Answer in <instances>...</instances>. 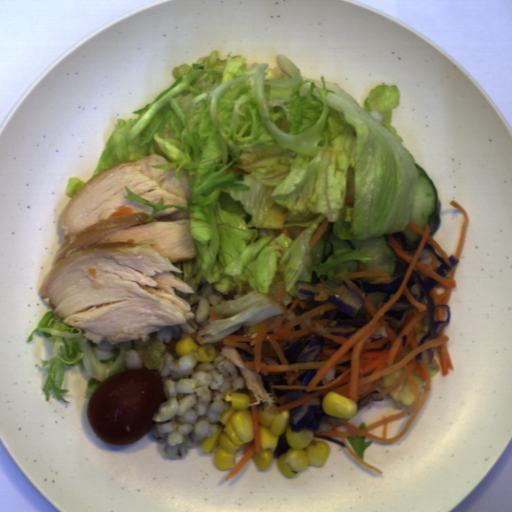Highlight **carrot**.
I'll use <instances>...</instances> for the list:
<instances>
[{"label":"carrot","instance_id":"carrot-7","mask_svg":"<svg viewBox=\"0 0 512 512\" xmlns=\"http://www.w3.org/2000/svg\"><path fill=\"white\" fill-rule=\"evenodd\" d=\"M248 396H249L250 404L254 403V402H257V400H256V398H255V396H254V394L252 392V390L248 389Z\"/></svg>","mask_w":512,"mask_h":512},{"label":"carrot","instance_id":"carrot-3","mask_svg":"<svg viewBox=\"0 0 512 512\" xmlns=\"http://www.w3.org/2000/svg\"><path fill=\"white\" fill-rule=\"evenodd\" d=\"M449 205H451L455 209L459 210L463 214V221H462V224H461L460 233H459V237H458L455 253L453 255V256H455L459 260L460 257H461L463 248H464V244H465V240H466V236H467V232H468V228H469V224H470V215L454 199L450 200Z\"/></svg>","mask_w":512,"mask_h":512},{"label":"carrot","instance_id":"carrot-5","mask_svg":"<svg viewBox=\"0 0 512 512\" xmlns=\"http://www.w3.org/2000/svg\"><path fill=\"white\" fill-rule=\"evenodd\" d=\"M329 229L328 220L325 216L322 224L319 226V228L314 232L312 235L309 244L311 250L314 248V246L317 244V242L320 240V238L323 236V234Z\"/></svg>","mask_w":512,"mask_h":512},{"label":"carrot","instance_id":"carrot-8","mask_svg":"<svg viewBox=\"0 0 512 512\" xmlns=\"http://www.w3.org/2000/svg\"><path fill=\"white\" fill-rule=\"evenodd\" d=\"M281 230H282V232H283V233H285L287 236H289V237L291 238L290 233H289V231H288L287 227H284V228H283V229H281Z\"/></svg>","mask_w":512,"mask_h":512},{"label":"carrot","instance_id":"carrot-4","mask_svg":"<svg viewBox=\"0 0 512 512\" xmlns=\"http://www.w3.org/2000/svg\"><path fill=\"white\" fill-rule=\"evenodd\" d=\"M315 287L319 290L318 294L313 296V301H315L316 303L329 302V301H327L329 296H337L330 290L324 289V285L322 282L316 283Z\"/></svg>","mask_w":512,"mask_h":512},{"label":"carrot","instance_id":"carrot-6","mask_svg":"<svg viewBox=\"0 0 512 512\" xmlns=\"http://www.w3.org/2000/svg\"><path fill=\"white\" fill-rule=\"evenodd\" d=\"M287 290H286V286H285V283L283 284V286L280 288V290L278 291L274 301H276L277 303H281L283 297L285 296Z\"/></svg>","mask_w":512,"mask_h":512},{"label":"carrot","instance_id":"carrot-2","mask_svg":"<svg viewBox=\"0 0 512 512\" xmlns=\"http://www.w3.org/2000/svg\"><path fill=\"white\" fill-rule=\"evenodd\" d=\"M251 416H252V425H253V442L245 443L244 449L242 451V457L235 464L234 468L230 470V472L225 477V481L232 478L235 474H237L242 467L248 462V460L253 457L255 453H261V432H260V420L258 416L259 407L249 406ZM260 410V409H259Z\"/></svg>","mask_w":512,"mask_h":512},{"label":"carrot","instance_id":"carrot-1","mask_svg":"<svg viewBox=\"0 0 512 512\" xmlns=\"http://www.w3.org/2000/svg\"><path fill=\"white\" fill-rule=\"evenodd\" d=\"M405 228L421 236L417 247L413 250H404L398 238L394 239L393 235L388 234L386 236L389 247L409 266L402 276V283L396 293H365L363 282L378 284L390 282L392 278L386 270H366L365 262L359 263L358 272L336 278L338 282H343V285L332 288L333 291L344 296L349 289H352L365 301L360 305L355 316L369 321L349 337L329 332L330 318H319L325 310L338 308L330 301L291 320L286 319L297 306L303 310L310 309L308 302L301 300L298 296L294 298L289 308L284 305L283 315L272 324L269 325L272 317L261 321L256 337L230 334L215 342L219 351L223 345L245 349L253 356V360H245L246 368L259 372L264 377L269 374H285L283 378L286 384H273L272 380H268L269 394L280 406L275 408L276 411L291 410L323 395L321 399L323 411L331 417H323L321 421L330 425L331 429L319 428L314 435L328 438L340 437L349 454L366 468L380 475L385 474L384 471L367 464L354 452L344 437L352 439L367 436L389 443L398 442L406 435L431 390L429 363L416 360L415 355L426 349L437 347L441 377L448 375L449 370L455 371L450 352L445 344L450 341L449 335L445 334V327L439 331L436 338L419 346L420 340L428 331L429 305L425 296L420 301L417 300L407 284L410 278L418 283L413 269L417 270L421 281L426 277L433 278L437 282L428 293L434 305L448 306L451 291L458 286L455 280L457 264L452 265L448 258L450 256L431 237L432 227L429 223L424 229L411 222ZM426 242L431 243L437 254L452 268L445 278L434 272L441 263L428 249H422ZM402 293L408 297L415 308L408 311L402 327L396 330L388 326L383 319V313L399 300ZM382 325H385L388 337L365 342ZM311 331L324 336L325 343L319 356L322 359L289 365L283 354L285 347ZM334 365L337 370L335 378L329 384L322 385V377ZM304 369H317L318 373L307 386L291 385V381ZM275 387L315 392L287 402L285 395L275 397ZM375 389L379 390L383 397L389 393L397 407H411L368 425L362 422L359 428L348 423L372 402L384 400L374 401L369 398L368 403L357 410L356 401ZM415 406L403 432L397 437L386 439L388 422L404 415ZM383 425L382 438L368 432Z\"/></svg>","mask_w":512,"mask_h":512}]
</instances>
